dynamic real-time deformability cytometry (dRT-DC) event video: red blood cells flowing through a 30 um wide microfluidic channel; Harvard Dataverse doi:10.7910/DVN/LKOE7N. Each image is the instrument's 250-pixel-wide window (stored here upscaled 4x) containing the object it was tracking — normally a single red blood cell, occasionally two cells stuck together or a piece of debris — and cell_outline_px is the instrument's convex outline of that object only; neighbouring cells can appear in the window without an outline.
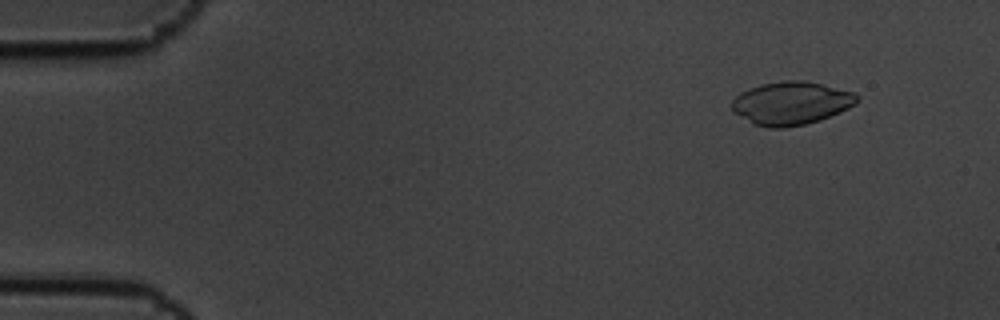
{"species": "common noctule bat (a hibernating species)", "species_latin": "Nyctalus noctula", "temperature_condition": "cold", "stored_images_in_passage": 7, "camera_frame_rate_fps": 3000, "um_per_image_px": 0.085, "animal": {"sex": "male", "body_mass_g": 19.5, "forearm_length_mm": 54.6}, "frame": {"image": 1, "passage_image": 2, "time_ms": 0.333, "image_size_px": [1000, 320], "cell_outline_px": [[860, 100], [856, 104], [840, 112], [820, 120], [804, 124], [784, 128], [768, 128], [752, 124], [732, 112], [732, 100], [740, 92], [748, 88], [760, 84], [784, 80], [804, 80], [852, 92], [860, 96]], "centroid_in_image_um": [67.22, 8.77], "position_along_channel_um": 17.8, "area_um2": 31.67}}